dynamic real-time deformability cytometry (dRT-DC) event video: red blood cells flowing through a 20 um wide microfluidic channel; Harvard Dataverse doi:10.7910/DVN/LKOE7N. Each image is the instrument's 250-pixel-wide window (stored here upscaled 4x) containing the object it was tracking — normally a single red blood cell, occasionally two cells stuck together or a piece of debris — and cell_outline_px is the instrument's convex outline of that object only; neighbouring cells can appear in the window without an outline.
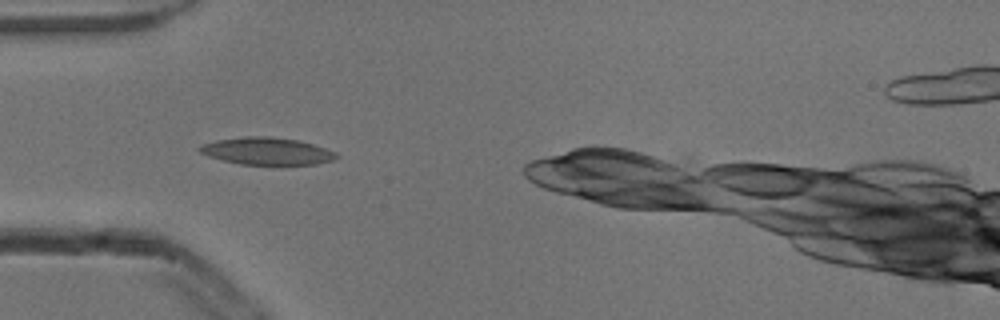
{"species": "common noctule bat (a hibernating species)", "species_latin": "Nyctalus noctula", "temperature_condition": "cold", "stored_images_in_passage": 5, "camera_frame_rate_fps": 3000, "um_per_image_px": 0.085, "animal": {"sex": "male", "body_mass_g": 13.3}, "frame": {"image": 1, "passage_image": 1, "time_ms": 0.0, "image_size_px": [1000, 320], "cell_outline_px": [[340, 156], [332, 160], [316, 164], [240, 164], [208, 156], [200, 152], [196, 148], [204, 144], [216, 140], [248, 136], [272, 136], [296, 140], [312, 144], [336, 152]], "centroid_in_image_um": [22.68, 12.84], "position_along_channel_um": 62.3, "area_um2": 21.44}}